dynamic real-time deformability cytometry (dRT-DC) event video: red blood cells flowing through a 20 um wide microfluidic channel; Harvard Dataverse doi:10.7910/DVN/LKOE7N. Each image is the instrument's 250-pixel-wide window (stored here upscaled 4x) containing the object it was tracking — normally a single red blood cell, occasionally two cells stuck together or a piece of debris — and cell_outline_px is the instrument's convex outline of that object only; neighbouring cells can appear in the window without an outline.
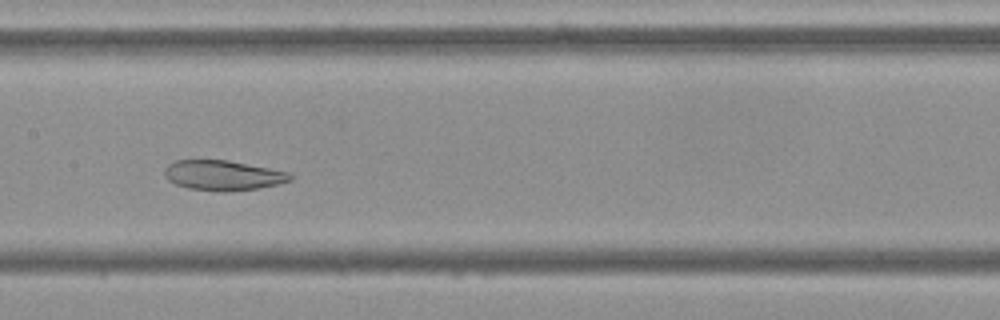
{"species": "Egyptian fruit bat (a non-hibernating species)", "species_latin": "Rousettus aegyptiacus", "temperature_condition": "cold", "stored_images_in_passage": 43, "camera_frame_rate_fps": 3000, "um_per_image_px": 0.085, "frame": {"image": 1, "passage_image": 15, "time_ms": 4.667, "image_size_px": [1000, 320], "cell_outline_px": [[292, 180], [260, 188], [224, 192], [216, 192], [188, 188], [176, 184], [168, 180], [164, 176], [164, 168], [168, 164], [176, 160], [228, 160], [288, 172], [292, 176]], "centroid_in_image_um": [18.91, 14.91], "position_along_channel_um": 188.5, "area_um2": 22.02}}
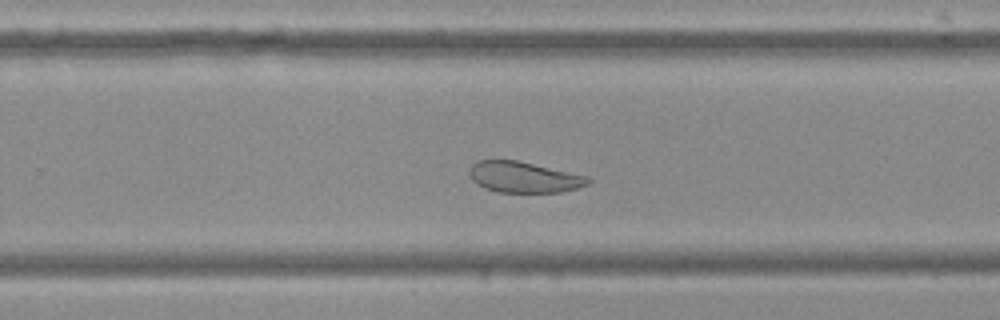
{"frame": {"image": 2, "passage_image": 23, "time_ms": 7.333, "image_size_px": [1000, 320], "cell_outline_px": [[592, 180], [588, 184], [576, 188], [560, 192], [496, 192], [484, 188], [472, 180], [468, 172], [468, 168], [476, 160], [516, 160], [588, 176]], "centroid_in_image_um": [44.49, 15.05], "position_along_channel_um": 285.3, "area_um2": 21.39}}
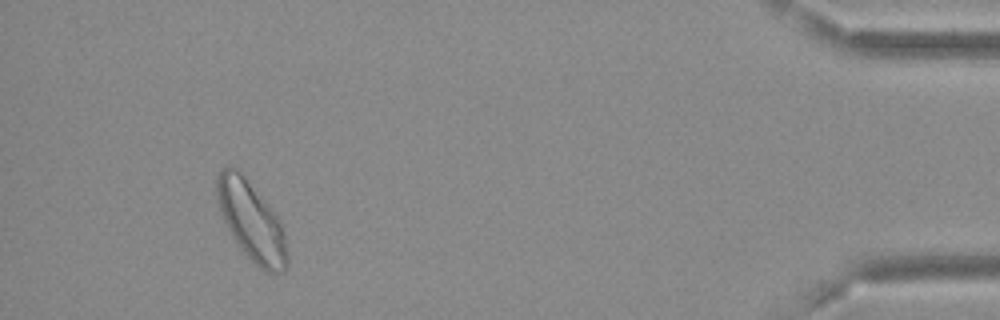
{"frame": {"image": 3, "passage_image": 39, "time_ms": 12.667, "image_size_px": [1000, 320], "cell_outline_px": [[288, 268], [284, 272], [264, 272], [240, 248], [232, 236], [220, 212], [216, 192], [216, 176], [224, 168], [236, 168], [244, 172], [280, 216], [284, 228], [288, 256]], "centroid_in_image_um": [21.42, 18.76], "position_along_channel_um": 413.8, "area_um2": 33.23}, "authors_computed_cell_mechanics": {"area_um2": 25.2586, "velocity_mm_per_s": 3.6384, "shape_relaxation_time_tau1_ms": null, "shape_relaxation_time_tau2_ms": 2.2233, "deformation_change_tau1": null, "deformation_change_tau2": 0.0825}}